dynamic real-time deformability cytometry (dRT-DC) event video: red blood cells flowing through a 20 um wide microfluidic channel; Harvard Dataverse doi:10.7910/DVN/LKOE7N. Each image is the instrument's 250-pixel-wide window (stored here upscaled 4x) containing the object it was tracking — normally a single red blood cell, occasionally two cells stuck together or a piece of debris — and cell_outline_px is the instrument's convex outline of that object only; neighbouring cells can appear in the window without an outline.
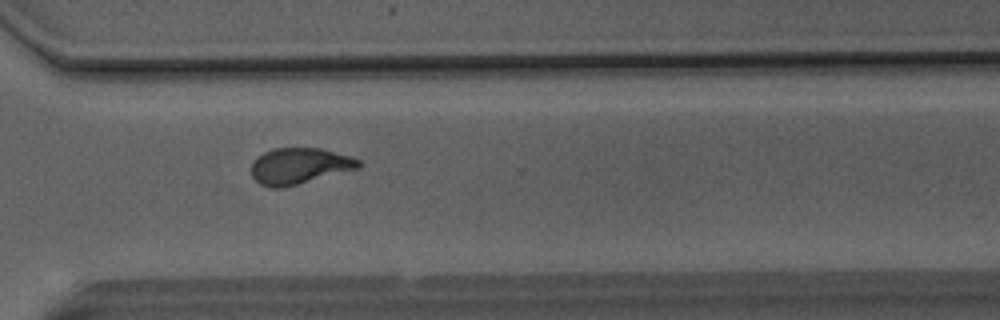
{"species": "Egyptian fruit bat (a non-hibernating species)", "species_latin": "Rousettus aegyptiacus", "temperature_condition": "room temperature", "stored_images_in_passage": 29, "camera_frame_rate_fps": 3000, "um_per_image_px": 0.085, "animal": {"sex": "male"}, "frame": {"image": 1, "passage_image": 21, "time_ms": 6.667, "image_size_px": [1000, 320], "cell_outline_px": [[360, 168], [280, 188], [272, 188], [260, 184], [252, 176], [252, 160], [256, 156], [272, 148], [320, 148], [352, 156], [360, 160]], "centroid_in_image_um": [25.43, 14.09], "position_along_channel_um": 345.2, "area_um2": 22.54}}
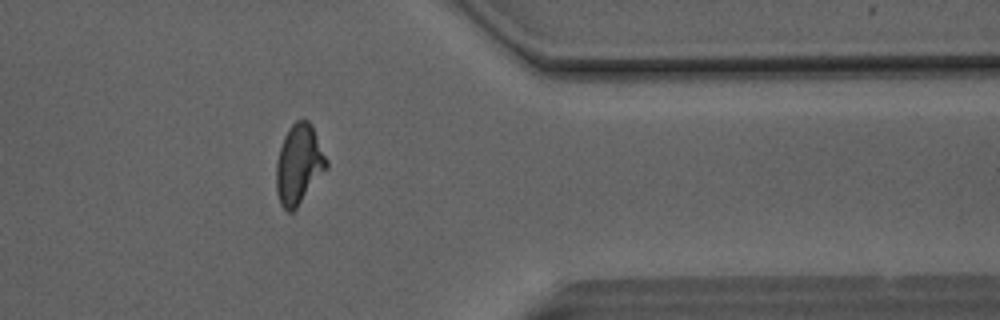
{"frame": {"image": 2, "passage_image": 25, "time_ms": 8.0, "image_size_px": [1000, 320], "cell_outline_px": [[328, 168], [296, 208], [292, 212], [288, 212], [280, 204], [276, 192], [276, 164], [280, 148], [284, 136], [288, 128], [296, 120], [308, 120], [312, 124], [328, 160]], "centroid_in_image_um": [25.41, 13.96], "position_along_channel_um": 386.0, "area_um2": 23.47}}